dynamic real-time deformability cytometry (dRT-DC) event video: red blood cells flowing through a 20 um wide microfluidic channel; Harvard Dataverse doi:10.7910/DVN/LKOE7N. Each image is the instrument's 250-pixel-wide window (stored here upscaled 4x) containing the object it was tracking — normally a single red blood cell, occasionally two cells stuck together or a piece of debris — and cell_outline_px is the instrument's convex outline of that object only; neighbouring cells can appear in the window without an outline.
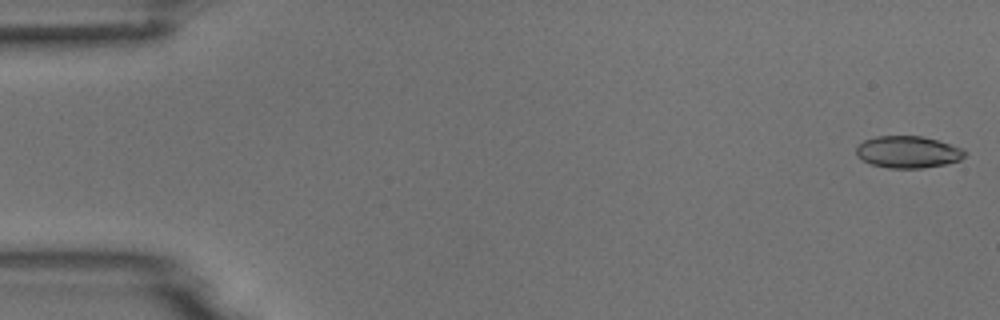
{"species": "common noctule bat (a hibernating species)", "species_latin": "Nyctalus noctula", "temperature_condition": "room temperature", "stored_images_in_passage": 4, "camera_frame_rate_fps": 3000, "um_per_image_px": 0.085, "animal": {"sex": "male", "body_mass_g": 18.8}, "frame": {"image": 1, "passage_image": 1, "time_ms": 0.0, "image_size_px": [1000, 320], "cell_outline_px": [[968, 152], [960, 160], [944, 164], [924, 168], [888, 168], [872, 164], [856, 156], [856, 148], [864, 140], [876, 136], [924, 136], [964, 148]], "centroid_in_image_um": [77.2, 12.91], "position_along_channel_um": 7.8, "area_um2": 20.29}}
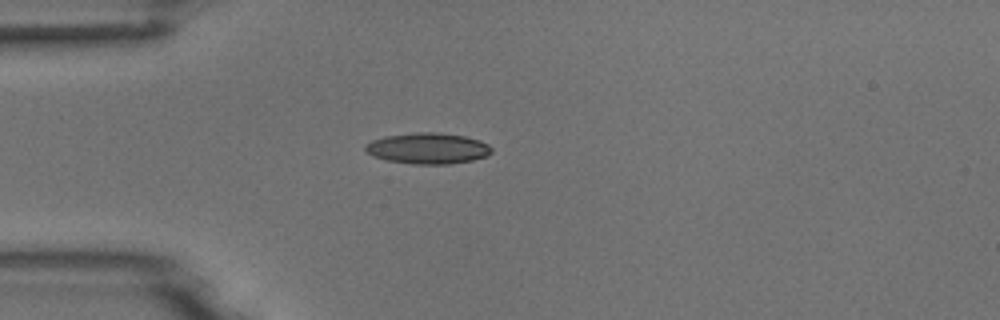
{"frame": {"image": 2, "passage_image": 4, "time_ms": 4.333, "image_size_px": [1000, 320], "cell_outline_px": [[492, 152], [484, 156], [472, 160], [448, 164], [412, 164], [388, 160], [376, 156], [368, 152], [364, 148], [364, 144], [372, 140], [384, 136], [416, 132], [436, 132], [464, 136], [480, 140], [488, 144], [492, 148]], "centroid_in_image_um": [36.37, 12.6], "position_along_channel_um": 48.6, "area_um2": 22.66}}